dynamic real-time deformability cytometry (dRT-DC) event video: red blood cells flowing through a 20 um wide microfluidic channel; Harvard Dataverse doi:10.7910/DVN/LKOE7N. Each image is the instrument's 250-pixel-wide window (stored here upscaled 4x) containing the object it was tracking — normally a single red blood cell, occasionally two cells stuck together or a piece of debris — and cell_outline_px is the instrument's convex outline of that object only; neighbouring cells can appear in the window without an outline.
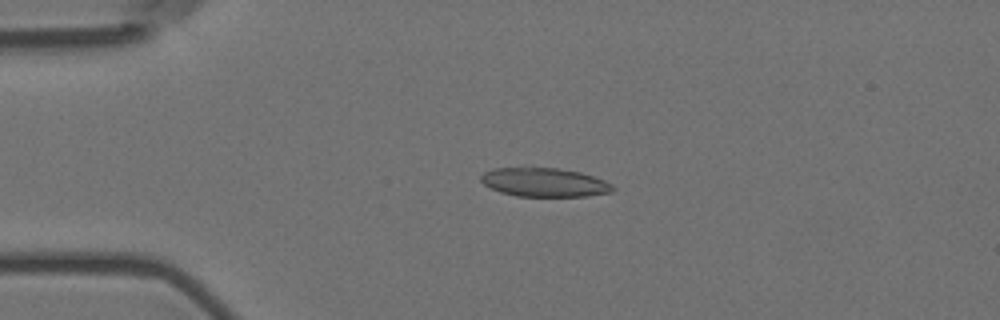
{"species": "Egyptian fruit bat (a non-hibernating species)", "species_latin": "Rousettus aegyptiacus", "temperature_condition": "room temperature", "stored_images_in_passage": 4, "camera_frame_rate_fps": 3000, "um_per_image_px": 0.085, "animal": {"sex": "female"}, "frame": {"image": 1, "passage_image": 3, "time_ms": 0.667, "image_size_px": [1000, 320], "cell_outline_px": [[616, 188], [612, 192], [588, 196], [516, 196], [500, 192], [484, 184], [480, 180], [480, 176], [484, 172], [492, 168], [556, 168], [580, 172], [604, 180], [612, 184]], "centroid_in_image_um": [46.28, 15.5], "position_along_channel_um": 38.7, "area_um2": 22.08}}